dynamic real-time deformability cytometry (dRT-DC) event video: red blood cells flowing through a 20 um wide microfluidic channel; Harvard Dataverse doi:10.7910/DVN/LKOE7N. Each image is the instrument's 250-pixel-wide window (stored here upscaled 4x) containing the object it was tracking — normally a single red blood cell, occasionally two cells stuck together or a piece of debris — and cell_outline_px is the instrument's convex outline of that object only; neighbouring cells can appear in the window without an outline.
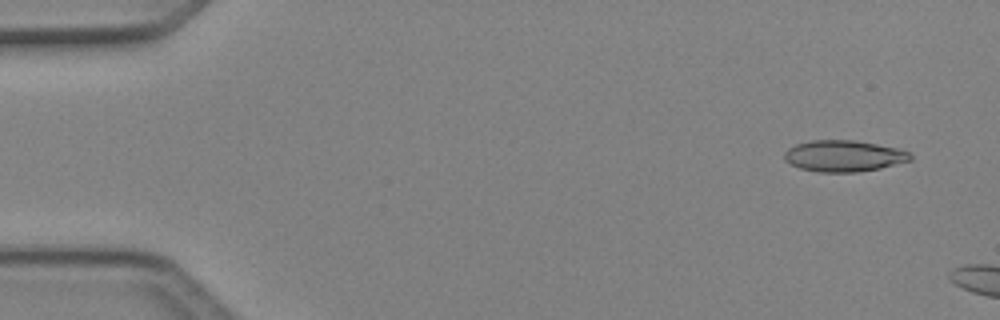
{"species": "Egyptian fruit bat (a non-hibernating species)", "species_latin": "Rousettus aegyptiacus", "temperature_condition": "cold", "stored_images_in_passage": 3, "camera_frame_rate_fps": 3000, "um_per_image_px": 0.085, "animal": {"sex": "female"}, "frame": {"image": 1, "passage_image": 1, "time_ms": 0.0, "image_size_px": [1000, 320], "cell_outline_px": [[912, 160], [880, 168], [856, 172], [816, 172], [800, 168], [784, 160], [784, 152], [788, 148], [796, 144], [812, 140], [852, 140], [876, 144], [896, 148], [908, 152], [912, 156]], "centroid_in_image_um": [71.69, 13.26], "position_along_channel_um": 13.3, "area_um2": 22.89}}